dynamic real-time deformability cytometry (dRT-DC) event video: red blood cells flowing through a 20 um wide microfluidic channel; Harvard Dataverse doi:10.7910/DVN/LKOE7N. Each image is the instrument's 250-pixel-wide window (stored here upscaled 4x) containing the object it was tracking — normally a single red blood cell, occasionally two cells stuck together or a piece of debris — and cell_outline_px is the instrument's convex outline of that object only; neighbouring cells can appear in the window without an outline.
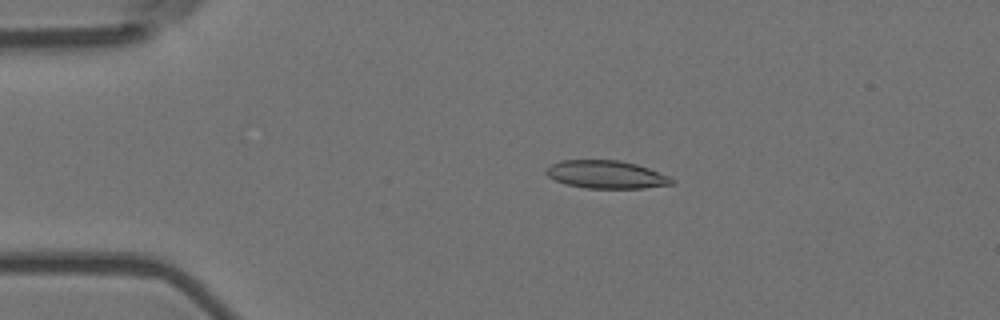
{"species": "Egyptian fruit bat (a non-hibernating species)", "species_latin": "Rousettus aegyptiacus", "temperature_condition": "room temperature", "stored_images_in_passage": 6, "camera_frame_rate_fps": 3000, "um_per_image_px": 0.085, "animal": {"sex": "female"}, "frame": {"image": 1, "passage_image": 4, "time_ms": 1.0, "image_size_px": [1000, 320], "cell_outline_px": [[676, 180], [672, 184], [644, 188], [588, 188], [568, 184], [556, 180], [548, 176], [544, 172], [552, 164], [560, 160], [620, 160], [636, 164], [648, 168], [668, 176]], "centroid_in_image_um": [51.54, 14.83], "position_along_channel_um": 33.5, "area_um2": 20.23}}
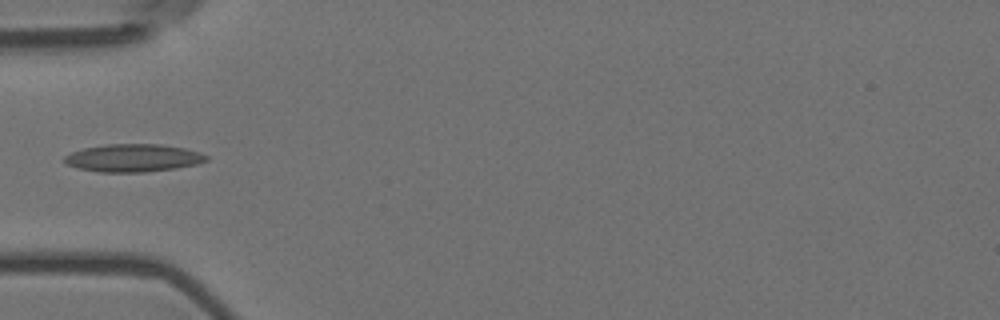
{"frame": {"image": 2, "passage_image": 6, "time_ms": 1.667, "image_size_px": [1000, 320], "cell_outline_px": [[208, 160], [196, 164], [176, 168], [144, 172], [100, 172], [76, 168], [68, 164], [64, 160], [64, 156], [72, 152], [84, 148], [108, 144], [160, 144], [184, 148], [200, 152], [208, 156]], "centroid_in_image_um": [11.33, 13.42], "position_along_channel_um": 73.7, "area_um2": 22.89}}